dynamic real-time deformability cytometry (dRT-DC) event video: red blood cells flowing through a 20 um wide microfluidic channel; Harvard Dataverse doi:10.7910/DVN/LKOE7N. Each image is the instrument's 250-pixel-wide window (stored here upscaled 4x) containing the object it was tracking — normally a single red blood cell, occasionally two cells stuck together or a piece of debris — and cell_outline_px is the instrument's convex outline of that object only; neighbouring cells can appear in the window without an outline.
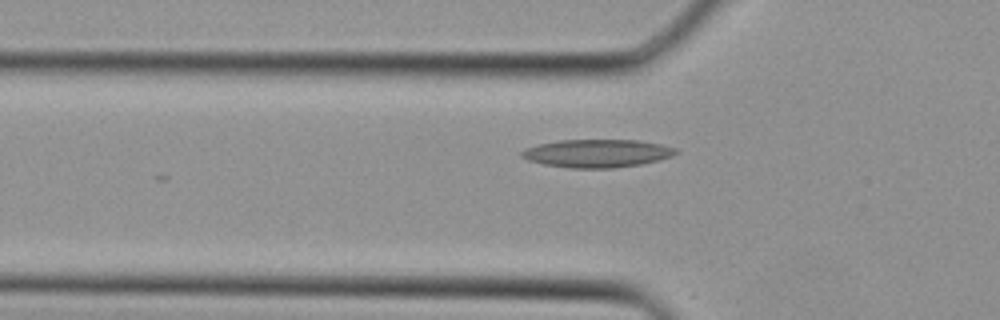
{"species": "Egyptian fruit bat (a non-hibernating species)", "species_latin": "Rousettus aegyptiacus", "temperature_condition": "cold", "stored_images_in_passage": 21, "camera_frame_rate_fps": 3000, "um_per_image_px": 0.085, "animal": {"sex": "female"}, "frame": {"image": 1, "passage_image": 2, "time_ms": 0.333, "image_size_px": [1000, 320], "cell_outline_px": [[680, 152], [672, 156], [660, 160], [640, 164], [612, 168], [568, 168], [544, 164], [528, 160], [520, 156], [520, 152], [524, 148], [540, 144], [560, 140], [640, 140], [660, 144], [676, 148]], "centroid_in_image_um": [50.76, 13.03], "position_along_channel_um": 75.0, "area_um2": 25.26}}
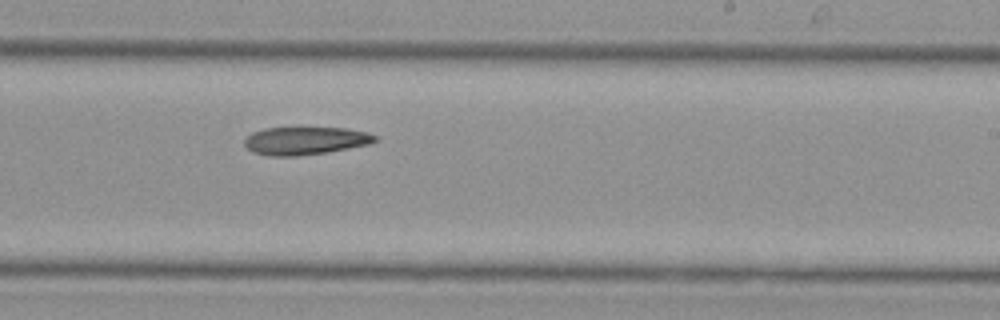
{"frame": {"image": 2, "passage_image": 12, "time_ms": 3.667, "image_size_px": [1000, 320], "cell_outline_px": [[376, 140], [372, 144], [324, 152], [296, 156], [268, 156], [252, 152], [244, 144], [244, 140], [252, 132], [264, 128], [344, 128], [368, 132], [376, 136]], "centroid_in_image_um": [25.93, 11.96], "position_along_channel_um": 263.1, "area_um2": 21.1}}
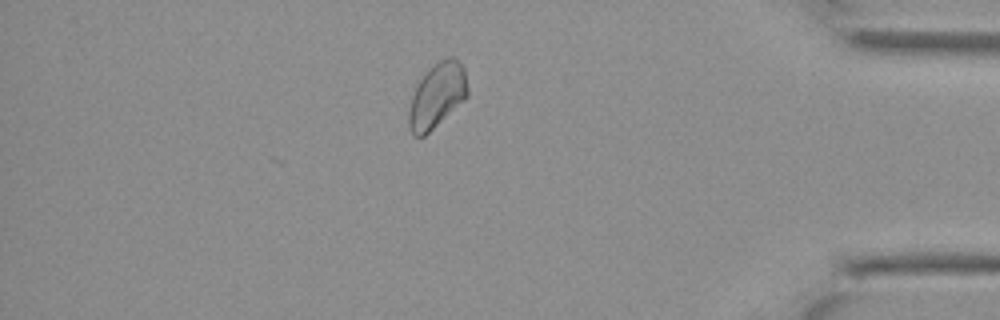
{"frame": {"image": 3, "passage_image": 21, "time_ms": 6.667, "image_size_px": [1000, 320], "cell_outline_px": [[468, 96], [464, 100], [424, 136], [412, 136], [408, 128], [408, 112], [412, 96], [416, 84], [428, 68], [440, 60], [448, 56], [456, 56], [464, 68], [468, 88]], "centroid_in_image_um": [37.14, 8.09], "position_along_channel_um": 398.1, "area_um2": 22.37}}